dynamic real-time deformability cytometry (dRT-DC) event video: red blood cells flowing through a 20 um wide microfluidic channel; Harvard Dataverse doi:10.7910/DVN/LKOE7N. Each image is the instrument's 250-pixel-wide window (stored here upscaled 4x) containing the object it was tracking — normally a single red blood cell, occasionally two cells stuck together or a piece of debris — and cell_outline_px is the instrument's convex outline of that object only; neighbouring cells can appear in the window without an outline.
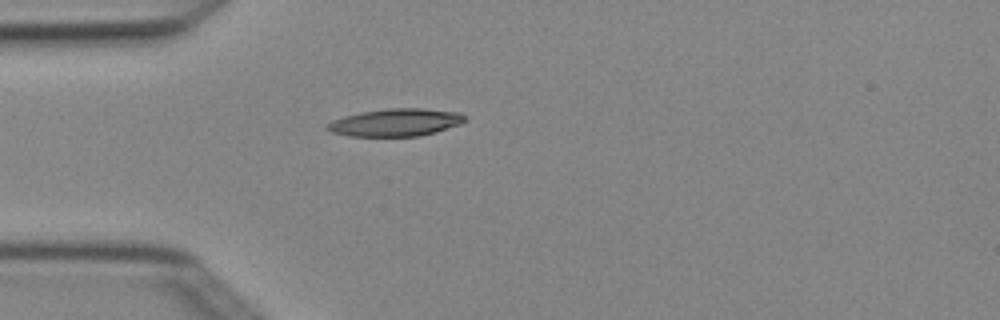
{"species": "Egyptian fruit bat (a non-hibernating species)", "species_latin": "Rousettus aegyptiacus", "temperature_condition": "cold", "stored_images_in_passage": 3, "camera_frame_rate_fps": 3000, "um_per_image_px": 0.085, "animal": {"sex": "female"}, "frame": {"image": 1, "passage_image": 3, "time_ms": 0.667, "image_size_px": [1000, 320], "cell_outline_px": [[468, 120], [460, 124], [436, 132], [420, 136], [348, 136], [332, 132], [324, 128], [332, 120], [344, 116], [360, 112], [388, 108], [420, 108], [460, 112]], "centroid_in_image_um": [33.64, 10.4], "position_along_channel_um": 51.4, "area_um2": 22.2}}